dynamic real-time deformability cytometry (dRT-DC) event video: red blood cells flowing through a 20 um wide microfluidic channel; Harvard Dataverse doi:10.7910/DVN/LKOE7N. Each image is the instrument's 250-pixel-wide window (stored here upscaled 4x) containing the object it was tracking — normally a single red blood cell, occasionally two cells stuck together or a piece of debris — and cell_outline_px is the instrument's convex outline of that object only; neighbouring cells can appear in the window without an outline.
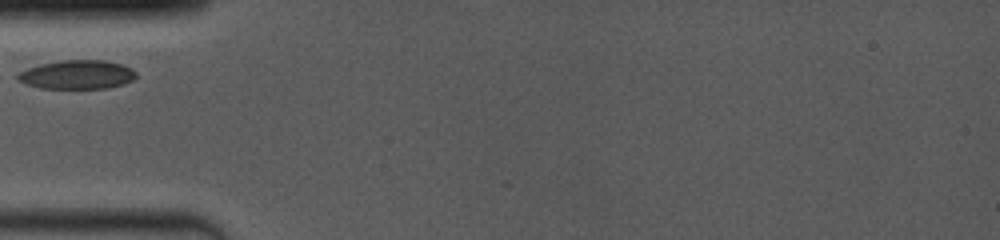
{"species": "common noctule bat (a hibernating species)", "species_latin": "Nyctalus noctula", "temperature_condition": "room temperature", "stored_images_in_passage": 3, "camera_frame_rate_fps": 4000, "um_per_image_px": 0.085, "animal": {"sex": "female", "body_mass_g": 19.0, "forearm_length_mm": 53.3}, "frame": {"image": 1, "passage_image": 1, "time_ms": 0.0, "image_size_px": [1000, 240], "cell_outline_px": [[136, 76], [132, 80], [124, 84], [108, 88], [40, 88], [28, 84], [12, 76], [28, 68], [40, 64], [64, 60], [104, 60], [120, 64], [132, 68], [136, 72]], "centroid_in_image_um": [6.56, 6.34], "position_along_channel_um": 78.4, "area_um2": 19.83}}